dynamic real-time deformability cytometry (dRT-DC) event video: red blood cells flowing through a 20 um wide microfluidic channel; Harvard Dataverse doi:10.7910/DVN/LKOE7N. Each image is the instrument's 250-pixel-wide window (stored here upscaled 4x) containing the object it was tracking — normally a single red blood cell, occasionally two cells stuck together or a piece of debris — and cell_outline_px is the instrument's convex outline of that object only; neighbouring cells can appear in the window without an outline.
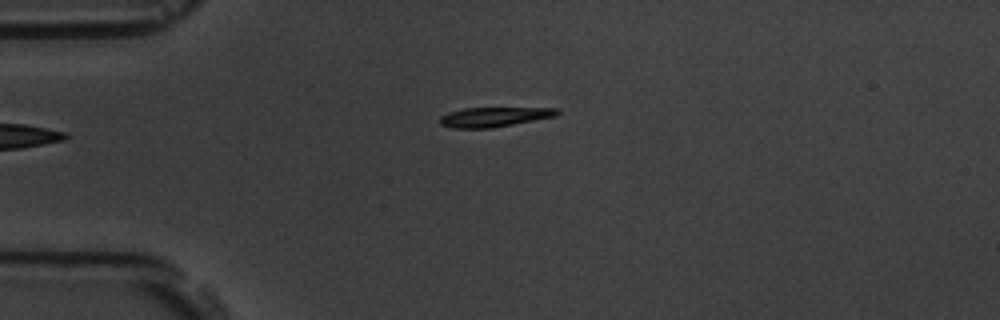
{"species": "common noctule bat (a hibernating species)", "species_latin": "Nyctalus noctula", "temperature_condition": "room temperature", "stored_images_in_passage": 5, "camera_frame_rate_fps": 3000, "um_per_image_px": 0.085, "animal": {"sex": "male", "body_mass_g": 19.5, "forearm_length_mm": 54.6}, "frame": {"image": 1, "passage_image": 5, "time_ms": 4.667, "image_size_px": [1000, 320], "cell_outline_px": [[560, 112], [556, 116], [492, 128], [452, 128], [440, 124], [440, 116], [448, 112], [464, 108], [560, 108]], "centroid_in_image_um": [42.0, 9.94], "position_along_channel_um": 43.0, "area_um2": 13.41}}